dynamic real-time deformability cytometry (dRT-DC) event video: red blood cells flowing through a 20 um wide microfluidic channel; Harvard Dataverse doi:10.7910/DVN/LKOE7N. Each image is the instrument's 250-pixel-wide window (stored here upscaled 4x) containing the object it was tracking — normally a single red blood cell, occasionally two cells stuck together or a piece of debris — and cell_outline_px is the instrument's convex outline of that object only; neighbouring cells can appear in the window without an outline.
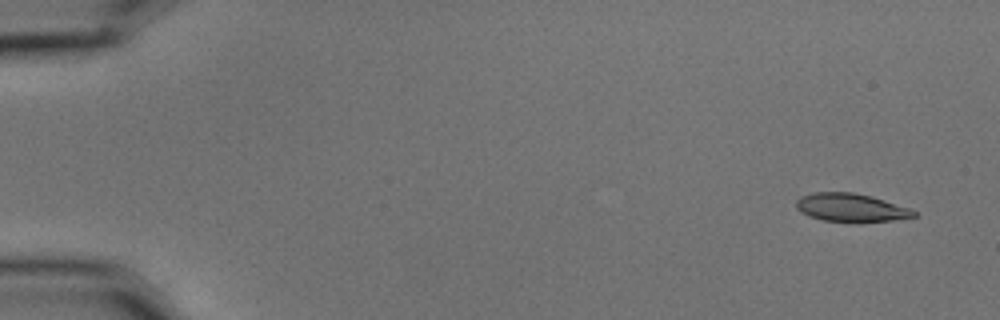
{"species": "common noctule bat (a hibernating species)", "species_latin": "Nyctalus noctula", "temperature_condition": "cold", "stored_images_in_passage": 4, "camera_frame_rate_fps": 3000, "um_per_image_px": 0.085, "animal": {"sex": "male", "body_mass_g": 15.6}, "frame": {"image": 1, "passage_image": 1, "time_ms": 0.0, "image_size_px": [1000, 320], "cell_outline_px": [[916, 216], [892, 220], [824, 220], [808, 216], [800, 212], [796, 208], [796, 200], [800, 196], [812, 192], [852, 192], [872, 196], [908, 208], [916, 212]], "centroid_in_image_um": [72.25, 17.61], "position_along_channel_um": 12.8, "area_um2": 18.79}}